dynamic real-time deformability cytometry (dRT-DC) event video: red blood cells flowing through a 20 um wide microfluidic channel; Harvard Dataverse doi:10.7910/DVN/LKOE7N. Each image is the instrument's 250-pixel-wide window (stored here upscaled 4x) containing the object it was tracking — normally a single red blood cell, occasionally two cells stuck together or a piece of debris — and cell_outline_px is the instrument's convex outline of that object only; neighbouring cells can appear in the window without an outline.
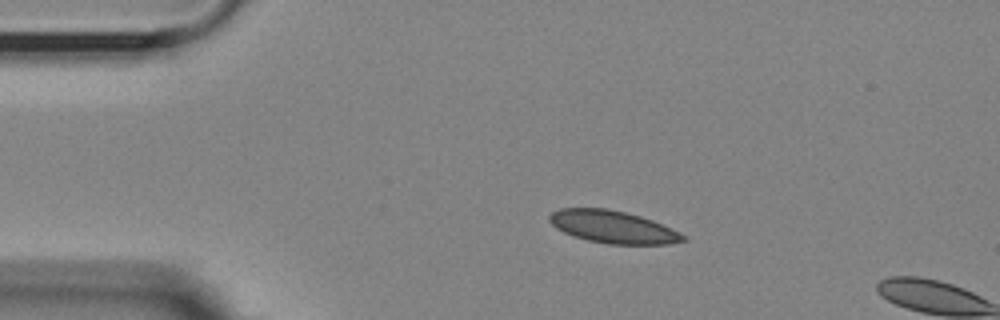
{"species": "Egyptian fruit bat (a non-hibernating species)", "species_latin": "Rousettus aegyptiacus", "temperature_condition": "room temperature", "stored_images_in_passage": 4, "camera_frame_rate_fps": 3000, "um_per_image_px": 0.085, "animal": {"sex": "female"}, "frame": {"image": 1, "passage_image": 1, "time_ms": 0.0, "image_size_px": [1000, 320], "cell_outline_px": [[688, 240], [668, 244], [608, 244], [588, 240], [564, 232], [556, 228], [548, 220], [548, 216], [552, 212], [560, 208], [608, 208], [640, 216], [652, 220], [688, 236]], "centroid_in_image_um": [52.11, 19.28], "position_along_channel_um": 32.9, "area_um2": 25.2}}